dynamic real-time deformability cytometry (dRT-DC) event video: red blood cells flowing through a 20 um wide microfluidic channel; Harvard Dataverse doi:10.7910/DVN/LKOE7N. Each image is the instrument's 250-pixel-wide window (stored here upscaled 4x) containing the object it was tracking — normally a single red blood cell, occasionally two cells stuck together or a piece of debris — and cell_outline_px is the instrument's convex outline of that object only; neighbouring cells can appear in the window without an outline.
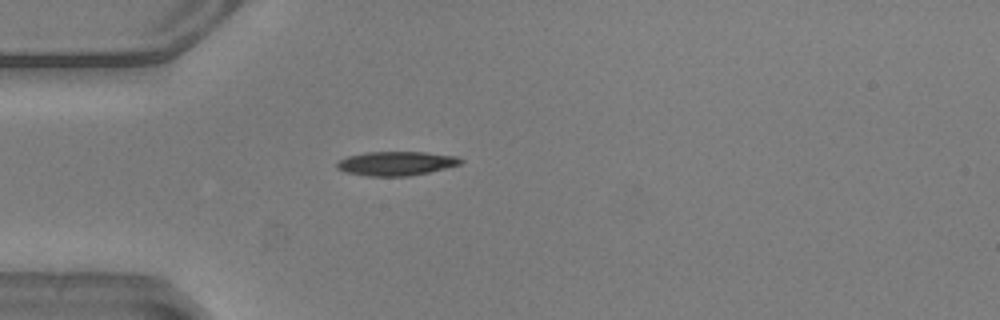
{"species": "common noctule bat (a hibernating species)", "species_latin": "Nyctalus noctula", "temperature_condition": "warm", "stored_images_in_passage": 38, "camera_frame_rate_fps": 3000, "um_per_image_px": 0.085, "animal": {"sex": "male", "body_mass_g": 20.5, "forearm_length_mm": 52.5}, "frame": {"image": 1, "passage_image": 1, "time_ms": 0.0, "image_size_px": [1000, 320], "cell_outline_px": [[464, 160], [460, 164], [428, 172], [408, 176], [368, 176], [344, 172], [336, 168], [336, 164], [340, 160], [348, 156], [364, 152], [424, 152], [456, 156]], "centroid_in_image_um": [33.64, 13.89], "position_along_channel_um": 51.4, "area_um2": 17.28}}
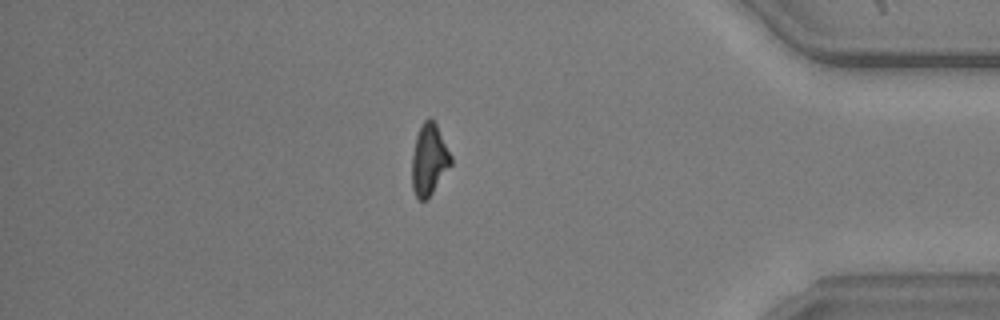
{"frame": {"image": 2, "passage_image": 31, "time_ms": 10.0, "image_size_px": [1000, 320], "cell_outline_px": [[452, 164], [428, 200], [420, 200], [416, 196], [412, 188], [412, 156], [416, 136], [424, 120], [428, 116], [436, 124], [452, 156]], "centroid_in_image_um": [36.48, 13.6], "position_along_channel_um": 398.7, "area_um2": 16.24}}
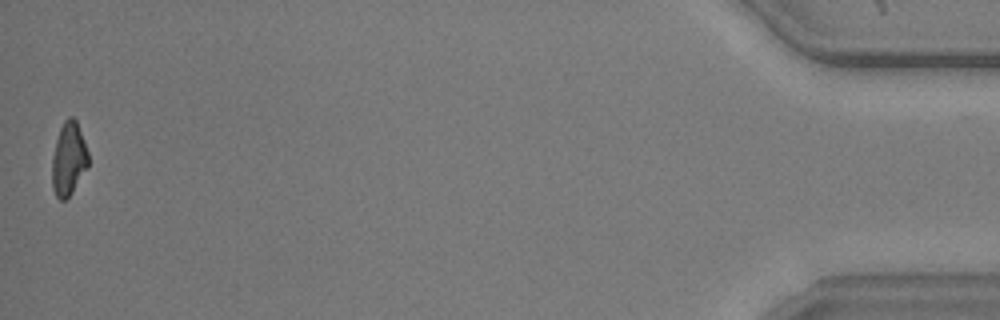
{"frame": {"image": 3, "passage_image": 38, "time_ms": 12.333, "image_size_px": [1000, 320], "cell_outline_px": [[88, 168], [72, 192], [64, 200], [60, 200], [56, 196], [52, 188], [52, 156], [56, 140], [60, 128], [64, 120], [68, 116], [72, 116], [76, 120], [84, 140], [88, 152]], "centroid_in_image_um": [5.83, 13.5], "position_along_channel_um": 429.4, "area_um2": 15.55}, "authors_computed_cell_mechanics": {"area_um2": 17.1666, "velocity_mm_per_s": 3.8969, "shape_relaxation_time_tau1_ms": 10.9978, "shape_relaxation_time_tau2_ms": 8.5246, "deformation_change_tau1": 0.2723, "deformation_change_tau2": 0.181}}